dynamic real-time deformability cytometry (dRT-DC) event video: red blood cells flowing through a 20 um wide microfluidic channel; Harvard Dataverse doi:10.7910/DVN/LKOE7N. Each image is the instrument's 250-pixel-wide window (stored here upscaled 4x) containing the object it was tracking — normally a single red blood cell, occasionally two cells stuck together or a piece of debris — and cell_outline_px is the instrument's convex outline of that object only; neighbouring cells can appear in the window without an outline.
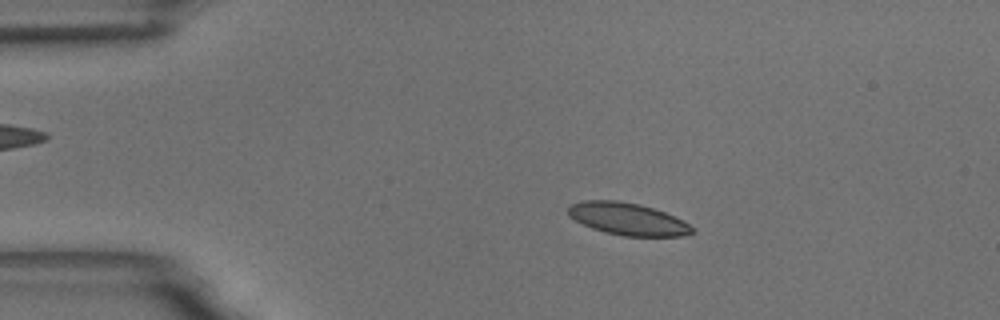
{"species": "common noctule bat (a hibernating species)", "species_latin": "Nyctalus noctula", "temperature_condition": "room temperature", "stored_images_in_passage": 55, "camera_frame_rate_fps": 3000, "um_per_image_px": 0.085, "animal": {"sex": "male", "body_mass_g": 18.8}, "frame": {"image": 1, "passage_image": 10, "time_ms": 3.0, "image_size_px": [1000, 320], "cell_outline_px": [[696, 232], [684, 236], [624, 236], [604, 232], [592, 228], [568, 216], [568, 208], [572, 204], [584, 200], [616, 200], [636, 204], [652, 208], [664, 212], [696, 228]], "centroid_in_image_um": [53.36, 18.62], "position_along_channel_um": 31.6, "area_um2": 23.06}}
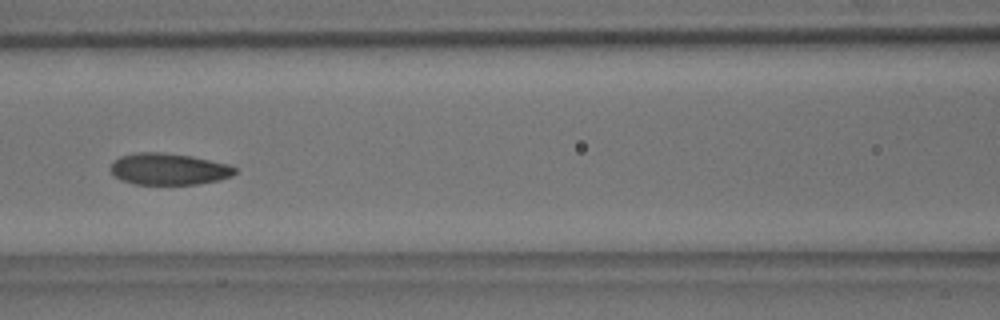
{"frame": {"image": 2, "passage_image": 24, "time_ms": 7.667, "image_size_px": [1000, 320], "cell_outline_px": [[236, 172], [232, 176], [220, 180], [196, 184], [136, 184], [120, 180], [108, 168], [120, 156], [136, 152], [160, 152], [192, 156], [228, 164], [236, 168]], "centroid_in_image_um": [14.34, 14.37], "position_along_channel_um": 152.3, "area_um2": 22.89}}
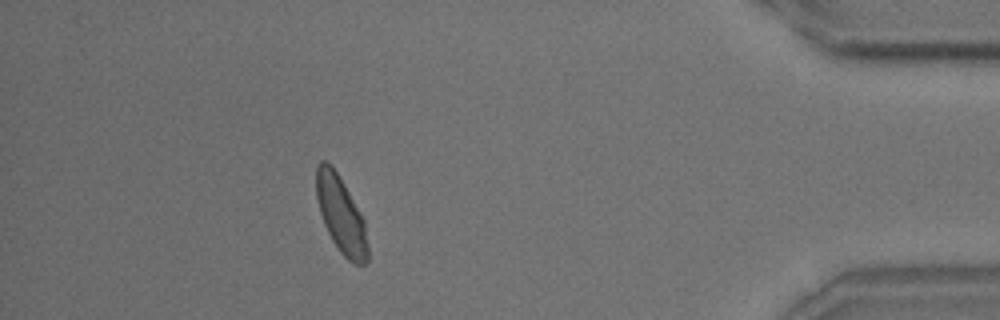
{"frame": {"image": 3, "passage_image": 49, "time_ms": 16.0, "image_size_px": [1000, 320], "cell_outline_px": [[368, 260], [364, 264], [352, 264], [340, 252], [332, 240], [324, 224], [320, 212], [316, 196], [316, 164], [320, 160], [328, 160], [336, 172], [360, 212], [364, 220], [368, 248]], "centroid_in_image_um": [28.97, 18.26], "position_along_channel_um": 406.2, "area_um2": 22.83}, "authors_computed_cell_mechanics": {"area_um2": 23.12, "velocity_mm_per_s": 3.6372, "shape_relaxation_time_tau1_ms": 2.5931, "shape_relaxation_time_tau2_ms": 1.6667, "deformation_change_tau1": 0.0959, "deformation_change_tau2": 0.0596}}